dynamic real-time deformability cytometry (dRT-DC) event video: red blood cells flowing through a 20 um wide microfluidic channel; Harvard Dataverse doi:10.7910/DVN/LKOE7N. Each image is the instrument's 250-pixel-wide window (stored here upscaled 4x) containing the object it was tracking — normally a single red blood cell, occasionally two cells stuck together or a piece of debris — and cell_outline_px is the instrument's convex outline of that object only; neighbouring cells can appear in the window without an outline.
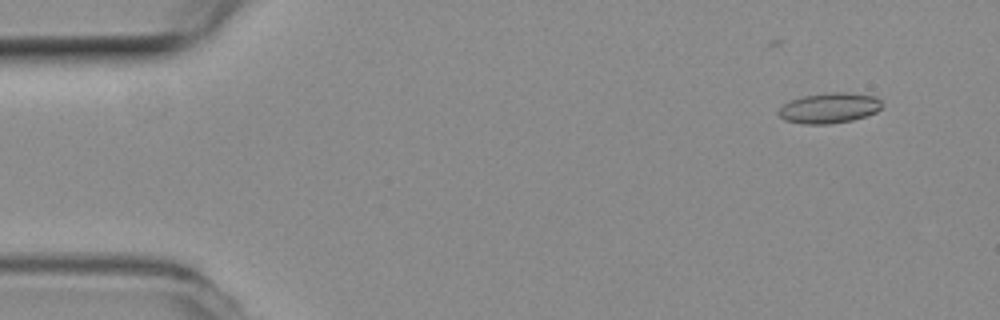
{"species": "common noctule bat (a hibernating species)", "species_latin": "Nyctalus noctula", "temperature_condition": "room temperature", "stored_images_in_passage": 5, "camera_frame_rate_fps": 3000, "um_per_image_px": 0.085, "animal": {"sex": "female", "body_mass_g": 19.3, "forearm_length_mm": 54.1}, "frame": {"image": 1, "passage_image": 2, "time_ms": 0.333, "image_size_px": [1000, 320], "cell_outline_px": [[884, 104], [876, 112], [852, 120], [828, 124], [804, 124], [784, 120], [776, 112], [788, 100], [804, 96], [832, 92], [844, 92], [876, 96]], "centroid_in_image_um": [70.48, 9.18], "position_along_channel_um": 14.5, "area_um2": 18.32}}
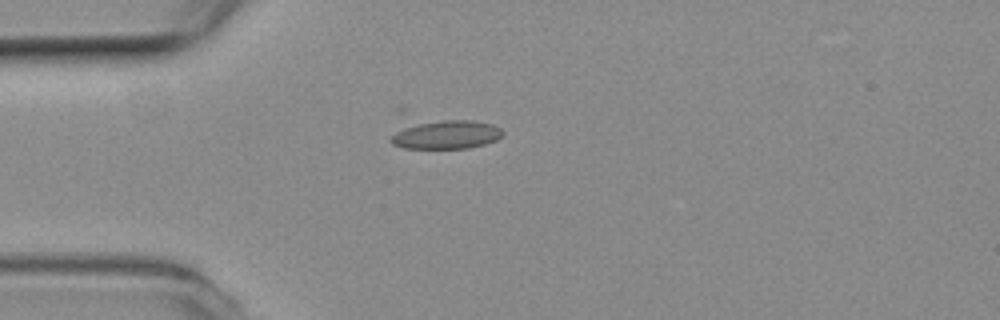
{"frame": {"image": 2, "passage_image": 5, "time_ms": 1.333, "image_size_px": [1000, 320], "cell_outline_px": [[504, 136], [496, 140], [484, 144], [468, 148], [404, 148], [392, 144], [388, 140], [396, 132], [404, 128], [420, 124], [444, 120], [472, 120], [492, 124], [500, 128], [504, 132]], "centroid_in_image_um": [38.0, 11.46], "position_along_channel_um": 47.0, "area_um2": 18.32}}